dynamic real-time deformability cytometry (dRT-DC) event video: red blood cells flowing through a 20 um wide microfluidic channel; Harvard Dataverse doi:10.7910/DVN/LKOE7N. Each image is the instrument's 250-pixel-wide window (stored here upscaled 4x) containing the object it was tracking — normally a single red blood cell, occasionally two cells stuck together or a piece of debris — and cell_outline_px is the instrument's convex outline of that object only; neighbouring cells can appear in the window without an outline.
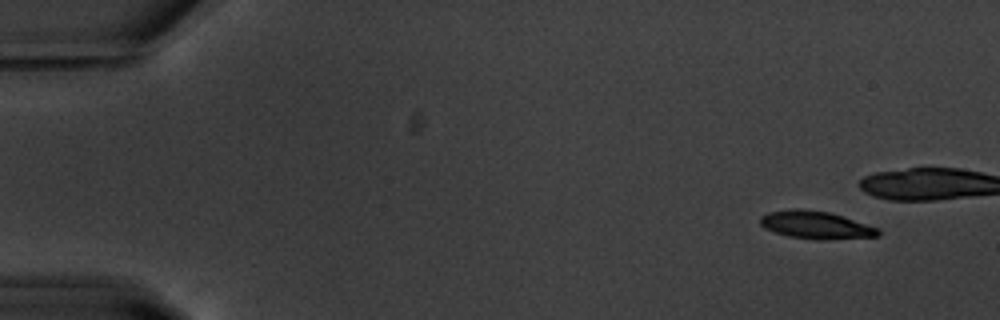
{"species": "common noctule bat (a hibernating species)", "species_latin": "Nyctalus noctula", "temperature_condition": "warm", "stored_images_in_passage": 5, "camera_frame_rate_fps": 3000, "um_per_image_px": 0.085, "animal": {"sex": "male", "body_mass_g": 20.1, "forearm_length_mm": 53.5}, "frame": {"image": 1, "passage_image": 1, "time_ms": 0.0, "image_size_px": [1000, 320], "cell_outline_px": [[880, 236], [820, 240], [816, 240], [788, 236], [764, 228], [760, 224], [760, 216], [768, 212], [792, 208], [800, 208], [828, 212], [844, 216], [880, 228]], "centroid_in_image_um": [69.36, 19.12], "position_along_channel_um": 15.6, "area_um2": 19.25}}